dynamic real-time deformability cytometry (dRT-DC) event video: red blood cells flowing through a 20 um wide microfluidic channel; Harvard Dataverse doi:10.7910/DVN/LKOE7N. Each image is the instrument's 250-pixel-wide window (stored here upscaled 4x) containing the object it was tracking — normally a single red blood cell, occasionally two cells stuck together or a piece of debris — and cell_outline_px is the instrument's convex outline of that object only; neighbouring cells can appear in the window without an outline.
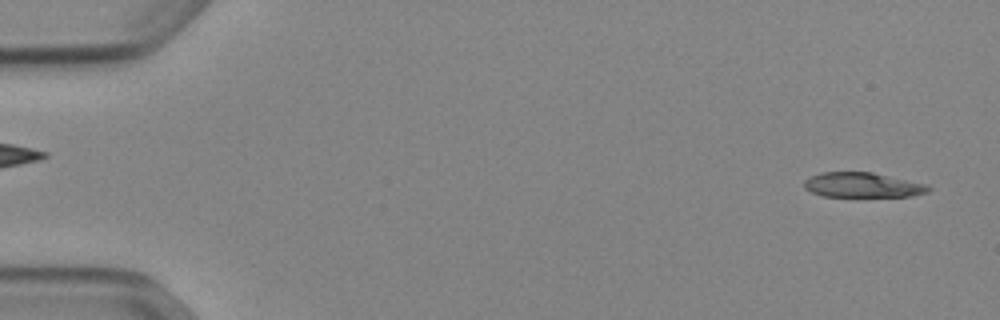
{"species": "Egyptian fruit bat (a non-hibernating species)", "species_latin": "Rousettus aegyptiacus", "temperature_condition": "cold", "stored_images_in_passage": 52, "camera_frame_rate_fps": 3000, "um_per_image_px": 0.085, "animal": {"sex": "female"}, "frame": {"image": 1, "passage_image": 3, "time_ms": 0.667, "image_size_px": [1000, 320], "cell_outline_px": [[932, 188], [928, 192], [912, 196], [824, 196], [812, 192], [804, 188], [804, 180], [820, 172], [872, 172], [928, 184]], "centroid_in_image_um": [73.35, 15.72], "position_along_channel_um": 11.7, "area_um2": 17.98}}
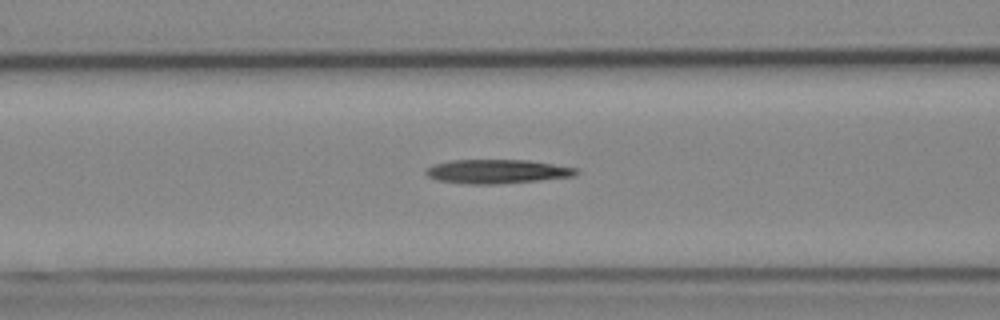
{"frame": {"image": 2, "passage_image": 22, "time_ms": 7.0, "image_size_px": [1000, 320], "cell_outline_px": [[580, 172], [572, 176], [536, 180], [496, 184], [468, 184], [436, 180], [428, 176], [424, 172], [432, 164], [452, 160], [528, 160], [576, 168]], "centroid_in_image_um": [42.19, 14.57], "position_along_channel_um": 124.4, "area_um2": 20.81}}
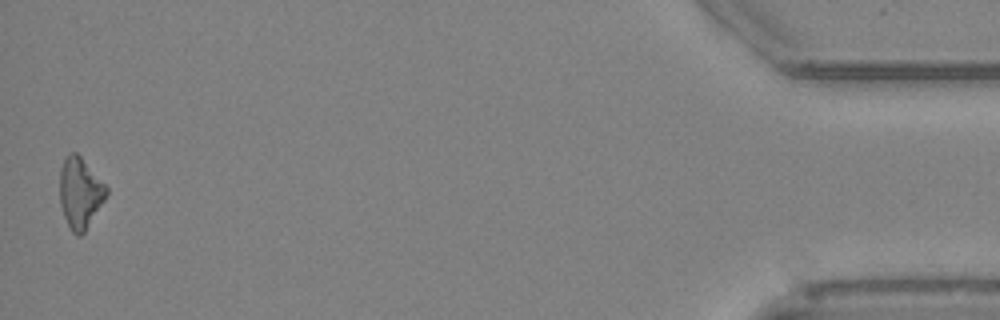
{"frame": {"image": 3, "passage_image": 52, "time_ms": 17.0, "image_size_px": [1000, 320], "cell_outline_px": [[108, 192], [104, 200], [84, 232], [80, 236], [76, 236], [72, 232], [64, 216], [60, 204], [60, 168], [68, 152], [76, 152], [80, 156], [108, 188]], "centroid_in_image_um": [6.79, 16.39], "position_along_channel_um": 428.4, "area_um2": 18.96}, "authors_computed_cell_mechanics": {"area_um2": 19.941, "velocity_mm_per_s": 3.9065, "shape_relaxation_time_tau1_ms": 8.0058, "shape_relaxation_time_tau2_ms": null, "deformation_change_tau1": 0.2165, "deformation_change_tau2": null}}